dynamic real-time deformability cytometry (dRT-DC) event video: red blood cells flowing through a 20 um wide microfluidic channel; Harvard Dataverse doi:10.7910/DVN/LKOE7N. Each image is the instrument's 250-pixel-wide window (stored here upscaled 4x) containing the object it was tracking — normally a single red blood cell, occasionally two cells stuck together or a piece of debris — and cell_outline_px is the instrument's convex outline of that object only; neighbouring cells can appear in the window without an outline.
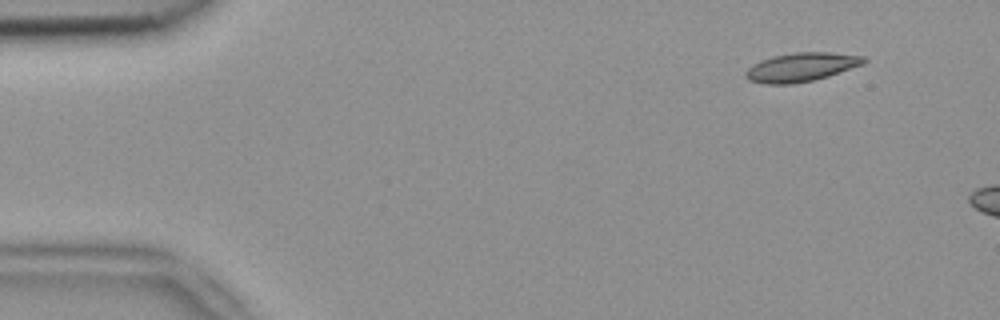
{"species": "common noctule bat (a hibernating species)", "species_latin": "Nyctalus noctula", "temperature_condition": "room temperature", "stored_images_in_passage": 5, "camera_frame_rate_fps": 3000, "um_per_image_px": 0.085, "animal": {"sex": "female", "body_mass_g": 18.4}, "frame": {"image": 1, "passage_image": 2, "time_ms": 0.333, "image_size_px": [1000, 320], "cell_outline_px": [[868, 60], [864, 64], [828, 76], [812, 80], [792, 84], [764, 84], [748, 80], [744, 76], [744, 72], [752, 64], [760, 60], [772, 56], [796, 52], [832, 52], [864, 56]], "centroid_in_image_um": [68.09, 5.7], "position_along_channel_um": 16.9, "area_um2": 20.0}}